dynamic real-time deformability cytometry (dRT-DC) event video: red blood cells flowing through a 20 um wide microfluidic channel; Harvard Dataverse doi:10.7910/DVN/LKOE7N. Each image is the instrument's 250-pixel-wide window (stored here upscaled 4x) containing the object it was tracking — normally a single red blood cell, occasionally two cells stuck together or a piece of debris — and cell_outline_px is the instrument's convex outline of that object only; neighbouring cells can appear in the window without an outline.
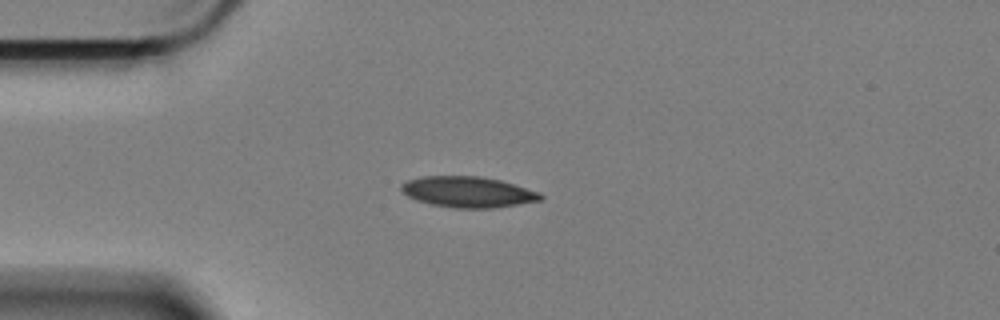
{"species": "Egyptian fruit bat (a non-hibernating species)", "species_latin": "Rousettus aegyptiacus", "temperature_condition": "cold", "stored_images_in_passage": 45, "camera_frame_rate_fps": 3000, "um_per_image_px": 0.085, "animal": {"sex": "female"}, "frame": {"image": 1, "passage_image": 1, "time_ms": 0.0, "image_size_px": [1000, 320], "cell_outline_px": [[544, 196], [540, 200], [492, 208], [452, 208], [432, 204], [416, 200], [408, 196], [400, 188], [400, 184], [408, 180], [424, 176], [480, 176], [500, 180], [540, 192]], "centroid_in_image_um": [39.76, 16.31], "position_along_channel_um": 45.2, "area_um2": 24.85}}
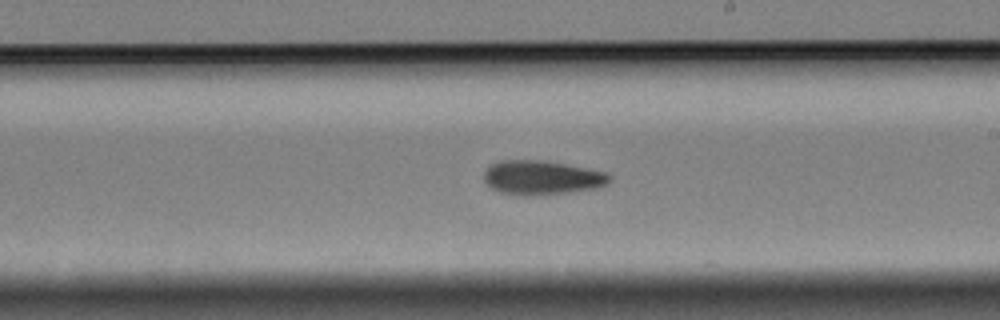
{"frame": {"image": 2, "passage_image": 20, "time_ms": 6.333, "image_size_px": [1000, 320], "cell_outline_px": [[612, 180], [596, 188], [568, 192], [528, 196], [516, 196], [500, 192], [492, 188], [484, 180], [484, 172], [492, 164], [500, 160], [536, 160], [564, 164], [608, 172], [612, 176]], "centroid_in_image_um": [46.05, 15.11], "position_along_channel_um": 243.0, "area_um2": 24.91}}
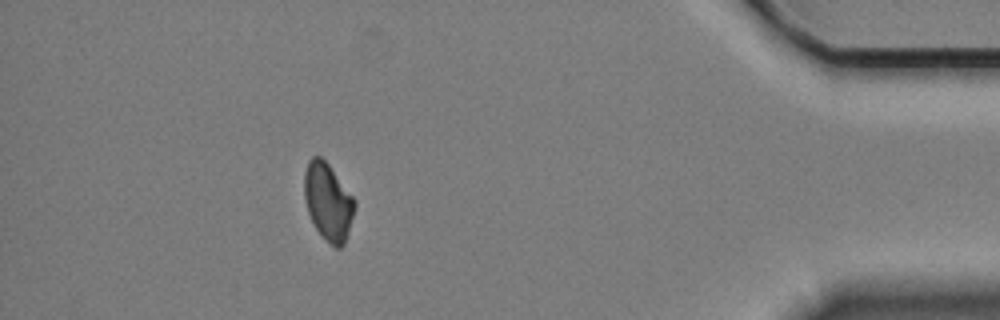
{"frame": {"image": 3, "passage_image": 39, "time_ms": 12.667, "image_size_px": [1000, 320], "cell_outline_px": [[356, 204], [344, 244], [340, 248], [336, 248], [320, 236], [308, 212], [304, 200], [304, 172], [308, 160], [312, 156], [320, 156], [328, 164], [356, 200]], "centroid_in_image_um": [27.87, 17.14], "position_along_channel_um": 407.3, "area_um2": 22.6}, "authors_computed_cell_mechanics": {"area_um2": 24.1026, "velocity_mm_per_s": 3.3801, "shape_relaxation_time_tau1_ms": 7.3503, "shape_relaxation_time_tau2_ms": null, "deformation_change_tau1": 0.1475, "deformation_change_tau2": null}}